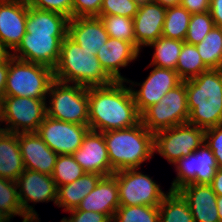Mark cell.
<instances>
[{
  "label": "cell",
  "instance_id": "obj_2",
  "mask_svg": "<svg viewBox=\"0 0 222 222\" xmlns=\"http://www.w3.org/2000/svg\"><path fill=\"white\" fill-rule=\"evenodd\" d=\"M125 81L88 87L90 130L106 132L131 128L141 122V114Z\"/></svg>",
  "mask_w": 222,
  "mask_h": 222
},
{
  "label": "cell",
  "instance_id": "obj_11",
  "mask_svg": "<svg viewBox=\"0 0 222 222\" xmlns=\"http://www.w3.org/2000/svg\"><path fill=\"white\" fill-rule=\"evenodd\" d=\"M205 142V130L189 123L154 133V152L173 164Z\"/></svg>",
  "mask_w": 222,
  "mask_h": 222
},
{
  "label": "cell",
  "instance_id": "obj_21",
  "mask_svg": "<svg viewBox=\"0 0 222 222\" xmlns=\"http://www.w3.org/2000/svg\"><path fill=\"white\" fill-rule=\"evenodd\" d=\"M178 192L188 202L195 222H220L217 195L211 185L187 184Z\"/></svg>",
  "mask_w": 222,
  "mask_h": 222
},
{
  "label": "cell",
  "instance_id": "obj_12",
  "mask_svg": "<svg viewBox=\"0 0 222 222\" xmlns=\"http://www.w3.org/2000/svg\"><path fill=\"white\" fill-rule=\"evenodd\" d=\"M174 165L177 176L169 191H178L187 184L210 185L219 168L213 151L205 142L191 154L178 159Z\"/></svg>",
  "mask_w": 222,
  "mask_h": 222
},
{
  "label": "cell",
  "instance_id": "obj_5",
  "mask_svg": "<svg viewBox=\"0 0 222 222\" xmlns=\"http://www.w3.org/2000/svg\"><path fill=\"white\" fill-rule=\"evenodd\" d=\"M111 168L114 172L141 168L154 155V133L143 124L103 133Z\"/></svg>",
  "mask_w": 222,
  "mask_h": 222
},
{
  "label": "cell",
  "instance_id": "obj_37",
  "mask_svg": "<svg viewBox=\"0 0 222 222\" xmlns=\"http://www.w3.org/2000/svg\"><path fill=\"white\" fill-rule=\"evenodd\" d=\"M74 0H25L29 7L39 10L52 11L73 18Z\"/></svg>",
  "mask_w": 222,
  "mask_h": 222
},
{
  "label": "cell",
  "instance_id": "obj_52",
  "mask_svg": "<svg viewBox=\"0 0 222 222\" xmlns=\"http://www.w3.org/2000/svg\"><path fill=\"white\" fill-rule=\"evenodd\" d=\"M219 70L222 71V61H221V64H220Z\"/></svg>",
  "mask_w": 222,
  "mask_h": 222
},
{
  "label": "cell",
  "instance_id": "obj_33",
  "mask_svg": "<svg viewBox=\"0 0 222 222\" xmlns=\"http://www.w3.org/2000/svg\"><path fill=\"white\" fill-rule=\"evenodd\" d=\"M85 171L75 161L71 154L58 155L51 175L55 181L56 186H63L69 184L76 179L82 177Z\"/></svg>",
  "mask_w": 222,
  "mask_h": 222
},
{
  "label": "cell",
  "instance_id": "obj_26",
  "mask_svg": "<svg viewBox=\"0 0 222 222\" xmlns=\"http://www.w3.org/2000/svg\"><path fill=\"white\" fill-rule=\"evenodd\" d=\"M158 208L159 222H195L188 202L178 191H168Z\"/></svg>",
  "mask_w": 222,
  "mask_h": 222
},
{
  "label": "cell",
  "instance_id": "obj_51",
  "mask_svg": "<svg viewBox=\"0 0 222 222\" xmlns=\"http://www.w3.org/2000/svg\"><path fill=\"white\" fill-rule=\"evenodd\" d=\"M5 132L4 128L1 127V123H0V136Z\"/></svg>",
  "mask_w": 222,
  "mask_h": 222
},
{
  "label": "cell",
  "instance_id": "obj_46",
  "mask_svg": "<svg viewBox=\"0 0 222 222\" xmlns=\"http://www.w3.org/2000/svg\"><path fill=\"white\" fill-rule=\"evenodd\" d=\"M152 2H156L164 7H171V6H177L180 5L181 0H149Z\"/></svg>",
  "mask_w": 222,
  "mask_h": 222
},
{
  "label": "cell",
  "instance_id": "obj_20",
  "mask_svg": "<svg viewBox=\"0 0 222 222\" xmlns=\"http://www.w3.org/2000/svg\"><path fill=\"white\" fill-rule=\"evenodd\" d=\"M139 54L140 51L132 43L109 37L98 50L96 57L114 81H126L127 79L121 75L120 68L128 66Z\"/></svg>",
  "mask_w": 222,
  "mask_h": 222
},
{
  "label": "cell",
  "instance_id": "obj_18",
  "mask_svg": "<svg viewBox=\"0 0 222 222\" xmlns=\"http://www.w3.org/2000/svg\"><path fill=\"white\" fill-rule=\"evenodd\" d=\"M166 10V7L156 2H140L138 12L133 17L136 48L139 51L162 36Z\"/></svg>",
  "mask_w": 222,
  "mask_h": 222
},
{
  "label": "cell",
  "instance_id": "obj_27",
  "mask_svg": "<svg viewBox=\"0 0 222 222\" xmlns=\"http://www.w3.org/2000/svg\"><path fill=\"white\" fill-rule=\"evenodd\" d=\"M184 41L161 36L148 46L154 48L149 67L157 66L165 69H176L178 57Z\"/></svg>",
  "mask_w": 222,
  "mask_h": 222
},
{
  "label": "cell",
  "instance_id": "obj_36",
  "mask_svg": "<svg viewBox=\"0 0 222 222\" xmlns=\"http://www.w3.org/2000/svg\"><path fill=\"white\" fill-rule=\"evenodd\" d=\"M142 0H103L99 15H119L132 18L136 15Z\"/></svg>",
  "mask_w": 222,
  "mask_h": 222
},
{
  "label": "cell",
  "instance_id": "obj_13",
  "mask_svg": "<svg viewBox=\"0 0 222 222\" xmlns=\"http://www.w3.org/2000/svg\"><path fill=\"white\" fill-rule=\"evenodd\" d=\"M89 130L87 125L60 121L46 115L36 133L58 155H72Z\"/></svg>",
  "mask_w": 222,
  "mask_h": 222
},
{
  "label": "cell",
  "instance_id": "obj_34",
  "mask_svg": "<svg viewBox=\"0 0 222 222\" xmlns=\"http://www.w3.org/2000/svg\"><path fill=\"white\" fill-rule=\"evenodd\" d=\"M0 209L7 212L12 218L21 216L22 222L28 216L22 211V207L18 198V187L15 181L0 177Z\"/></svg>",
  "mask_w": 222,
  "mask_h": 222
},
{
  "label": "cell",
  "instance_id": "obj_24",
  "mask_svg": "<svg viewBox=\"0 0 222 222\" xmlns=\"http://www.w3.org/2000/svg\"><path fill=\"white\" fill-rule=\"evenodd\" d=\"M103 176L96 173H87L75 181L57 187L56 206L63 207V211L77 208L83 198H85L97 185Z\"/></svg>",
  "mask_w": 222,
  "mask_h": 222
},
{
  "label": "cell",
  "instance_id": "obj_47",
  "mask_svg": "<svg viewBox=\"0 0 222 222\" xmlns=\"http://www.w3.org/2000/svg\"><path fill=\"white\" fill-rule=\"evenodd\" d=\"M217 210L220 218V222H222V196H217Z\"/></svg>",
  "mask_w": 222,
  "mask_h": 222
},
{
  "label": "cell",
  "instance_id": "obj_8",
  "mask_svg": "<svg viewBox=\"0 0 222 222\" xmlns=\"http://www.w3.org/2000/svg\"><path fill=\"white\" fill-rule=\"evenodd\" d=\"M46 99L1 96L0 123L11 133L36 132L46 116Z\"/></svg>",
  "mask_w": 222,
  "mask_h": 222
},
{
  "label": "cell",
  "instance_id": "obj_9",
  "mask_svg": "<svg viewBox=\"0 0 222 222\" xmlns=\"http://www.w3.org/2000/svg\"><path fill=\"white\" fill-rule=\"evenodd\" d=\"M189 109L185 81L168 91L141 114L142 124L152 133L188 122Z\"/></svg>",
  "mask_w": 222,
  "mask_h": 222
},
{
  "label": "cell",
  "instance_id": "obj_3",
  "mask_svg": "<svg viewBox=\"0 0 222 222\" xmlns=\"http://www.w3.org/2000/svg\"><path fill=\"white\" fill-rule=\"evenodd\" d=\"M188 122L204 130L222 124V71L209 69L185 80Z\"/></svg>",
  "mask_w": 222,
  "mask_h": 222
},
{
  "label": "cell",
  "instance_id": "obj_15",
  "mask_svg": "<svg viewBox=\"0 0 222 222\" xmlns=\"http://www.w3.org/2000/svg\"><path fill=\"white\" fill-rule=\"evenodd\" d=\"M182 82L183 80L175 70L157 66H154L146 80L141 84L134 83L128 79L125 81V83H129L134 102L140 114L151 105L158 103L168 91L174 89ZM137 85L140 86L139 90L133 88V86Z\"/></svg>",
  "mask_w": 222,
  "mask_h": 222
},
{
  "label": "cell",
  "instance_id": "obj_6",
  "mask_svg": "<svg viewBox=\"0 0 222 222\" xmlns=\"http://www.w3.org/2000/svg\"><path fill=\"white\" fill-rule=\"evenodd\" d=\"M53 81L52 68L11 56L8 59V75L2 96L46 99Z\"/></svg>",
  "mask_w": 222,
  "mask_h": 222
},
{
  "label": "cell",
  "instance_id": "obj_49",
  "mask_svg": "<svg viewBox=\"0 0 222 222\" xmlns=\"http://www.w3.org/2000/svg\"><path fill=\"white\" fill-rule=\"evenodd\" d=\"M39 222V217H28L25 221L23 222Z\"/></svg>",
  "mask_w": 222,
  "mask_h": 222
},
{
  "label": "cell",
  "instance_id": "obj_17",
  "mask_svg": "<svg viewBox=\"0 0 222 222\" xmlns=\"http://www.w3.org/2000/svg\"><path fill=\"white\" fill-rule=\"evenodd\" d=\"M72 155L87 173H96L103 177L114 173L102 132L89 130L84 136L81 146Z\"/></svg>",
  "mask_w": 222,
  "mask_h": 222
},
{
  "label": "cell",
  "instance_id": "obj_28",
  "mask_svg": "<svg viewBox=\"0 0 222 222\" xmlns=\"http://www.w3.org/2000/svg\"><path fill=\"white\" fill-rule=\"evenodd\" d=\"M207 70L209 68L203 63L196 45L184 42L175 69L179 77L185 81Z\"/></svg>",
  "mask_w": 222,
  "mask_h": 222
},
{
  "label": "cell",
  "instance_id": "obj_14",
  "mask_svg": "<svg viewBox=\"0 0 222 222\" xmlns=\"http://www.w3.org/2000/svg\"><path fill=\"white\" fill-rule=\"evenodd\" d=\"M18 198L22 211L28 217H38L39 214L35 211L30 202H50L54 205L57 203V186L51 175L25 169L17 181Z\"/></svg>",
  "mask_w": 222,
  "mask_h": 222
},
{
  "label": "cell",
  "instance_id": "obj_22",
  "mask_svg": "<svg viewBox=\"0 0 222 222\" xmlns=\"http://www.w3.org/2000/svg\"><path fill=\"white\" fill-rule=\"evenodd\" d=\"M67 35L81 48L92 52L95 56L109 39V35L99 17L69 19Z\"/></svg>",
  "mask_w": 222,
  "mask_h": 222
},
{
  "label": "cell",
  "instance_id": "obj_43",
  "mask_svg": "<svg viewBox=\"0 0 222 222\" xmlns=\"http://www.w3.org/2000/svg\"><path fill=\"white\" fill-rule=\"evenodd\" d=\"M217 196H222V169L216 170L212 183L210 184Z\"/></svg>",
  "mask_w": 222,
  "mask_h": 222
},
{
  "label": "cell",
  "instance_id": "obj_41",
  "mask_svg": "<svg viewBox=\"0 0 222 222\" xmlns=\"http://www.w3.org/2000/svg\"><path fill=\"white\" fill-rule=\"evenodd\" d=\"M180 5L191 14L210 11V0H181Z\"/></svg>",
  "mask_w": 222,
  "mask_h": 222
},
{
  "label": "cell",
  "instance_id": "obj_48",
  "mask_svg": "<svg viewBox=\"0 0 222 222\" xmlns=\"http://www.w3.org/2000/svg\"><path fill=\"white\" fill-rule=\"evenodd\" d=\"M11 218L12 217L7 212L0 209V222H10Z\"/></svg>",
  "mask_w": 222,
  "mask_h": 222
},
{
  "label": "cell",
  "instance_id": "obj_44",
  "mask_svg": "<svg viewBox=\"0 0 222 222\" xmlns=\"http://www.w3.org/2000/svg\"><path fill=\"white\" fill-rule=\"evenodd\" d=\"M8 75V60L0 64V97L3 95Z\"/></svg>",
  "mask_w": 222,
  "mask_h": 222
},
{
  "label": "cell",
  "instance_id": "obj_35",
  "mask_svg": "<svg viewBox=\"0 0 222 222\" xmlns=\"http://www.w3.org/2000/svg\"><path fill=\"white\" fill-rule=\"evenodd\" d=\"M210 11L191 14L188 31L184 42L192 45L199 44L214 27Z\"/></svg>",
  "mask_w": 222,
  "mask_h": 222
},
{
  "label": "cell",
  "instance_id": "obj_38",
  "mask_svg": "<svg viewBox=\"0 0 222 222\" xmlns=\"http://www.w3.org/2000/svg\"><path fill=\"white\" fill-rule=\"evenodd\" d=\"M205 143L213 151L218 167L222 169V124L205 130Z\"/></svg>",
  "mask_w": 222,
  "mask_h": 222
},
{
  "label": "cell",
  "instance_id": "obj_32",
  "mask_svg": "<svg viewBox=\"0 0 222 222\" xmlns=\"http://www.w3.org/2000/svg\"><path fill=\"white\" fill-rule=\"evenodd\" d=\"M111 222H159L158 206H119Z\"/></svg>",
  "mask_w": 222,
  "mask_h": 222
},
{
  "label": "cell",
  "instance_id": "obj_30",
  "mask_svg": "<svg viewBox=\"0 0 222 222\" xmlns=\"http://www.w3.org/2000/svg\"><path fill=\"white\" fill-rule=\"evenodd\" d=\"M196 48L209 69H219L222 61V28L214 26Z\"/></svg>",
  "mask_w": 222,
  "mask_h": 222
},
{
  "label": "cell",
  "instance_id": "obj_7",
  "mask_svg": "<svg viewBox=\"0 0 222 222\" xmlns=\"http://www.w3.org/2000/svg\"><path fill=\"white\" fill-rule=\"evenodd\" d=\"M46 98V115L50 118L87 125L89 123L88 87L54 80ZM50 105V106H49Z\"/></svg>",
  "mask_w": 222,
  "mask_h": 222
},
{
  "label": "cell",
  "instance_id": "obj_42",
  "mask_svg": "<svg viewBox=\"0 0 222 222\" xmlns=\"http://www.w3.org/2000/svg\"><path fill=\"white\" fill-rule=\"evenodd\" d=\"M210 14L214 25L222 28V0H210Z\"/></svg>",
  "mask_w": 222,
  "mask_h": 222
},
{
  "label": "cell",
  "instance_id": "obj_31",
  "mask_svg": "<svg viewBox=\"0 0 222 222\" xmlns=\"http://www.w3.org/2000/svg\"><path fill=\"white\" fill-rule=\"evenodd\" d=\"M98 17L101 19L109 37L128 41L136 47L132 18L119 15H99Z\"/></svg>",
  "mask_w": 222,
  "mask_h": 222
},
{
  "label": "cell",
  "instance_id": "obj_10",
  "mask_svg": "<svg viewBox=\"0 0 222 222\" xmlns=\"http://www.w3.org/2000/svg\"><path fill=\"white\" fill-rule=\"evenodd\" d=\"M113 175L117 178L120 206H159L168 194L138 168L120 170Z\"/></svg>",
  "mask_w": 222,
  "mask_h": 222
},
{
  "label": "cell",
  "instance_id": "obj_45",
  "mask_svg": "<svg viewBox=\"0 0 222 222\" xmlns=\"http://www.w3.org/2000/svg\"><path fill=\"white\" fill-rule=\"evenodd\" d=\"M11 57V52L0 42V64L5 63Z\"/></svg>",
  "mask_w": 222,
  "mask_h": 222
},
{
  "label": "cell",
  "instance_id": "obj_23",
  "mask_svg": "<svg viewBox=\"0 0 222 222\" xmlns=\"http://www.w3.org/2000/svg\"><path fill=\"white\" fill-rule=\"evenodd\" d=\"M120 206L117 178L104 176L96 187L81 201L77 207L81 211H94L106 214L111 220Z\"/></svg>",
  "mask_w": 222,
  "mask_h": 222
},
{
  "label": "cell",
  "instance_id": "obj_25",
  "mask_svg": "<svg viewBox=\"0 0 222 222\" xmlns=\"http://www.w3.org/2000/svg\"><path fill=\"white\" fill-rule=\"evenodd\" d=\"M24 170L18 133L5 131L0 136V177L16 182Z\"/></svg>",
  "mask_w": 222,
  "mask_h": 222
},
{
  "label": "cell",
  "instance_id": "obj_16",
  "mask_svg": "<svg viewBox=\"0 0 222 222\" xmlns=\"http://www.w3.org/2000/svg\"><path fill=\"white\" fill-rule=\"evenodd\" d=\"M25 0H0V42L12 53L26 33Z\"/></svg>",
  "mask_w": 222,
  "mask_h": 222
},
{
  "label": "cell",
  "instance_id": "obj_19",
  "mask_svg": "<svg viewBox=\"0 0 222 222\" xmlns=\"http://www.w3.org/2000/svg\"><path fill=\"white\" fill-rule=\"evenodd\" d=\"M18 143L25 169L53 174L58 154L36 132L18 133Z\"/></svg>",
  "mask_w": 222,
  "mask_h": 222
},
{
  "label": "cell",
  "instance_id": "obj_4",
  "mask_svg": "<svg viewBox=\"0 0 222 222\" xmlns=\"http://www.w3.org/2000/svg\"><path fill=\"white\" fill-rule=\"evenodd\" d=\"M53 72L54 80L84 87L107 86L114 82L97 57L81 48L68 35L62 41L59 60Z\"/></svg>",
  "mask_w": 222,
  "mask_h": 222
},
{
  "label": "cell",
  "instance_id": "obj_50",
  "mask_svg": "<svg viewBox=\"0 0 222 222\" xmlns=\"http://www.w3.org/2000/svg\"><path fill=\"white\" fill-rule=\"evenodd\" d=\"M60 222H71L67 217H63Z\"/></svg>",
  "mask_w": 222,
  "mask_h": 222
},
{
  "label": "cell",
  "instance_id": "obj_1",
  "mask_svg": "<svg viewBox=\"0 0 222 222\" xmlns=\"http://www.w3.org/2000/svg\"><path fill=\"white\" fill-rule=\"evenodd\" d=\"M68 22L63 14L28 6L26 33L11 56L54 69L68 34Z\"/></svg>",
  "mask_w": 222,
  "mask_h": 222
},
{
  "label": "cell",
  "instance_id": "obj_39",
  "mask_svg": "<svg viewBox=\"0 0 222 222\" xmlns=\"http://www.w3.org/2000/svg\"><path fill=\"white\" fill-rule=\"evenodd\" d=\"M103 0H74L73 18L75 17H98Z\"/></svg>",
  "mask_w": 222,
  "mask_h": 222
},
{
  "label": "cell",
  "instance_id": "obj_29",
  "mask_svg": "<svg viewBox=\"0 0 222 222\" xmlns=\"http://www.w3.org/2000/svg\"><path fill=\"white\" fill-rule=\"evenodd\" d=\"M190 17L191 13L181 5L167 7L162 36L184 41Z\"/></svg>",
  "mask_w": 222,
  "mask_h": 222
},
{
  "label": "cell",
  "instance_id": "obj_40",
  "mask_svg": "<svg viewBox=\"0 0 222 222\" xmlns=\"http://www.w3.org/2000/svg\"><path fill=\"white\" fill-rule=\"evenodd\" d=\"M71 214L67 217L71 222H111L112 220L106 215L94 211H81L78 208L67 211Z\"/></svg>",
  "mask_w": 222,
  "mask_h": 222
}]
</instances>
